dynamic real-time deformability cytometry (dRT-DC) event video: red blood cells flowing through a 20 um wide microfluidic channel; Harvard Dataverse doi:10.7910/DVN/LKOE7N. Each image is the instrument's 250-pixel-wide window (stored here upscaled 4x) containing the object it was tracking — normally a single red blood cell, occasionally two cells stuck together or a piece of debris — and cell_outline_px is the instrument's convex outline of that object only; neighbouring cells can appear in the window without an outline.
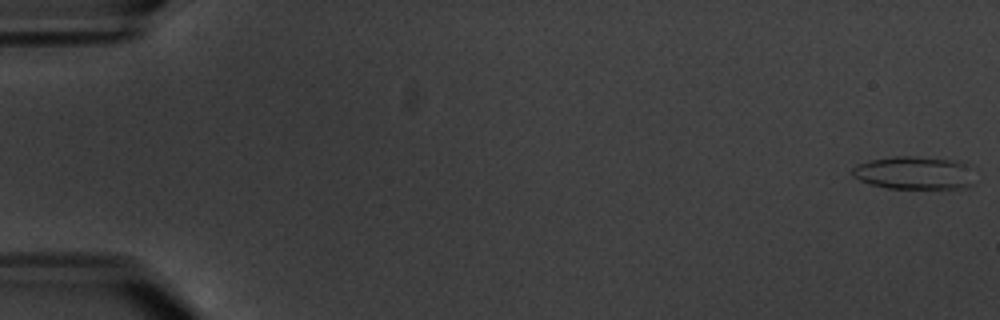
{"species": "common noctule bat (a hibernating species)", "species_latin": "Nyctalus noctula", "temperature_condition": "warm", "stored_images_in_passage": 6, "camera_frame_rate_fps": 3000, "um_per_image_px": 0.085, "animal": {"sex": "male", "body_mass_g": 20.1, "forearm_length_mm": 53.5}, "frame": {"image": 1, "passage_image": 1, "time_ms": 0.0, "image_size_px": [1000, 320], "cell_outline_px": [[976, 184], [968, 188], [888, 188], [872, 184], [860, 180], [852, 172], [852, 168], [856, 164], [872, 160], [892, 156], [912, 156], [960, 160], [968, 164]], "centroid_in_image_um": [77.8, 14.69], "position_along_channel_um": 7.2, "area_um2": 23.76}}
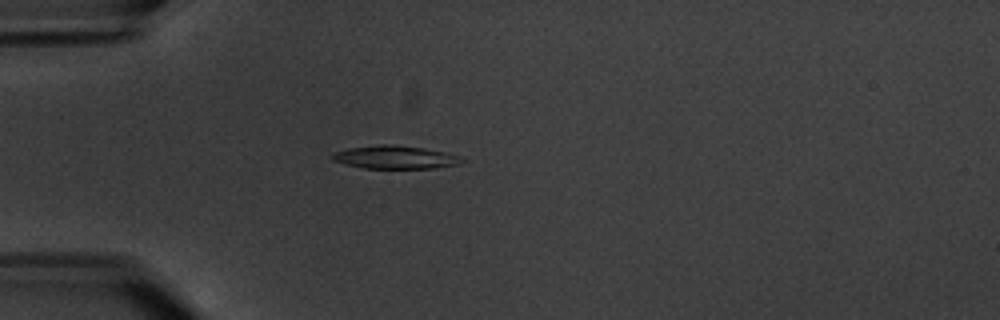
{"frame": {"image": 2, "passage_image": 6, "time_ms": 5.667, "image_size_px": [1000, 320], "cell_outline_px": [[464, 160], [460, 164], [432, 168], [364, 168], [344, 164], [332, 160], [332, 152], [348, 148], [380, 144], [396, 144], [424, 148], [444, 152], [460, 156]], "centroid_in_image_um": [33.56, 13.36], "position_along_channel_um": 51.4, "area_um2": 17.51}}